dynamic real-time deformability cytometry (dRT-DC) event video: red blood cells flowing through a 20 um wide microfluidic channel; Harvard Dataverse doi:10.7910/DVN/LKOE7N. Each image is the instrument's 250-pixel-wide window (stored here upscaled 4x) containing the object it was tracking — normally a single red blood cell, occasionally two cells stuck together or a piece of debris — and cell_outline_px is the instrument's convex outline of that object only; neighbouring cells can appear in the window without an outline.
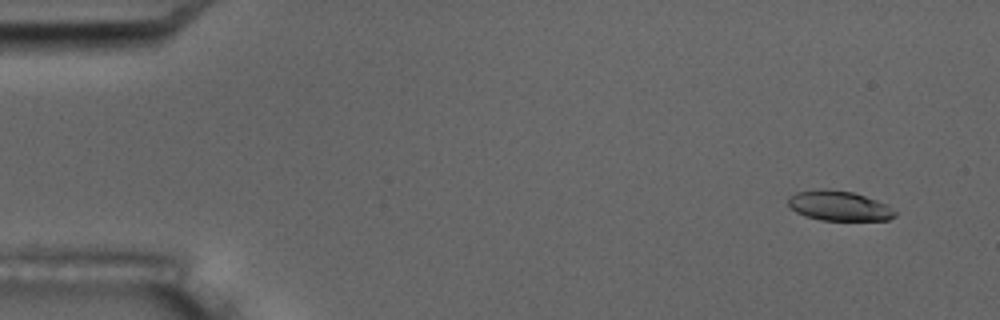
{"species": "common noctule bat (a hibernating species)", "species_latin": "Nyctalus noctula", "temperature_condition": "room temperature", "stored_images_in_passage": 6, "camera_frame_rate_fps": 3000, "um_per_image_px": 0.085, "animal": {"sex": "male", "body_mass_g": 17.5, "forearm_length_mm": 52.3}, "frame": {"image": 1, "passage_image": 1, "time_ms": 0.0, "image_size_px": [1000, 320], "cell_outline_px": [[896, 216], [888, 220], [820, 220], [804, 216], [796, 212], [788, 204], [788, 196], [796, 192], [824, 188], [852, 192], [888, 204], [896, 212]], "centroid_in_image_um": [71.31, 17.49], "position_along_channel_um": 13.7, "area_um2": 18.67}}